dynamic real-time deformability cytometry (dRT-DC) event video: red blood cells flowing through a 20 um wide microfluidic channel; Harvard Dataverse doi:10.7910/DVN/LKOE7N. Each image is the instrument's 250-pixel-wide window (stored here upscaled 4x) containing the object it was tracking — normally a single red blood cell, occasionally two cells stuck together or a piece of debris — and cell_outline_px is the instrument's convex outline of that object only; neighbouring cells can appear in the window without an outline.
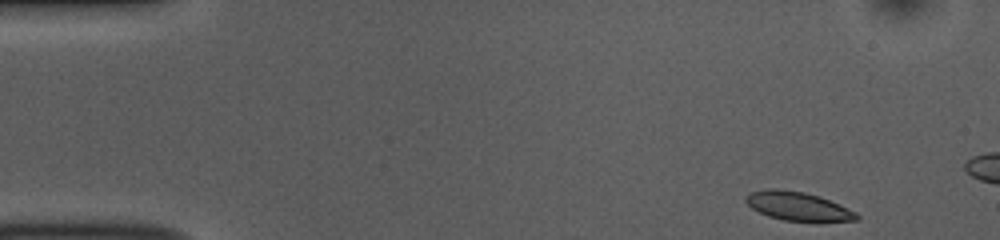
{"species": "common noctule bat (a hibernating species)", "species_latin": "Nyctalus noctula", "temperature_condition": "room temperature", "stored_images_in_passage": 10, "camera_frame_rate_fps": 3000, "um_per_image_px": 0.085, "animal": {"sex": "female", "body_mass_g": 10.0, "forearm_length_mm": 53.1}, "frame": {"image": 1, "passage_image": 1, "time_ms": 0.0, "image_size_px": [1000, 240], "cell_outline_px": [[860, 220], [784, 220], [768, 216], [752, 208], [744, 200], [748, 192], [768, 188], [776, 188], [804, 192], [820, 196], [840, 204], [856, 212], [860, 216]], "centroid_in_image_um": [67.79, 17.49], "position_along_channel_um": 17.2, "area_um2": 18.32}}